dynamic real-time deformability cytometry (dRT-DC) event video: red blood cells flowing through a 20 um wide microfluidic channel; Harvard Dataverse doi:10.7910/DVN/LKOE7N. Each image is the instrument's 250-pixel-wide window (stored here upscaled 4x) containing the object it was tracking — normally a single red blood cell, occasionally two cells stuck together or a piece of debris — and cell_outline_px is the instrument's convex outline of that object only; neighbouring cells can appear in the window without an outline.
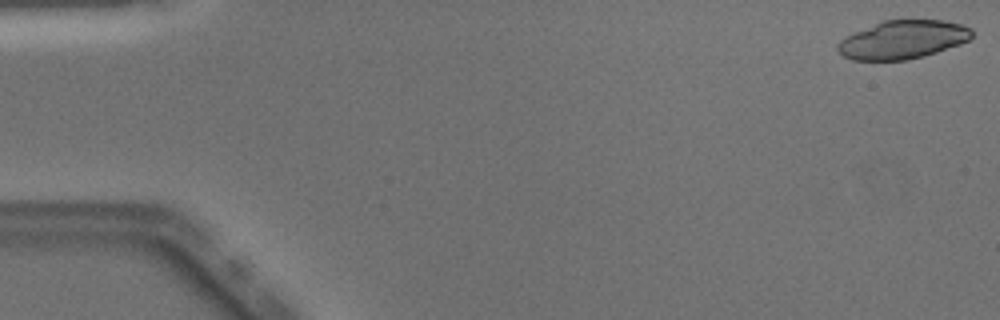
{"species": "Egyptian fruit bat (a non-hibernating species)", "species_latin": "Rousettus aegyptiacus", "temperature_condition": "warm", "stored_images_in_passage": 49, "camera_frame_rate_fps": 3000, "um_per_image_px": 0.085, "animal": {"sex": "male"}, "frame": {"image": 1, "passage_image": 1, "time_ms": 0.0, "image_size_px": [1000, 320], "cell_outline_px": [[972, 36], [968, 40], [960, 44], [924, 56], [908, 60], [852, 60], [844, 56], [836, 48], [836, 44], [840, 40], [856, 32], [884, 20], [944, 20], [960, 24], [972, 28]], "centroid_in_image_um": [76.75, 3.38], "position_along_channel_um": 8.2, "area_um2": 29.77}}
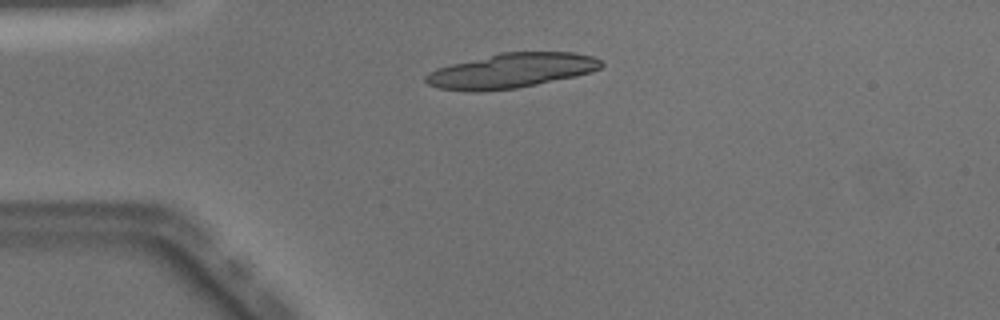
{"frame": {"image": 2, "passage_image": 12, "time_ms": 3.667, "image_size_px": [1000, 320], "cell_outline_px": [[604, 64], [600, 68], [592, 72], [576, 76], [516, 88], [480, 92], [468, 92], [436, 88], [428, 84], [424, 80], [424, 76], [428, 72], [436, 68], [500, 52], [572, 52], [592, 56], [600, 60]], "centroid_in_image_um": [43.42, 6.02], "position_along_channel_um": 41.6, "area_um2": 35.66}}